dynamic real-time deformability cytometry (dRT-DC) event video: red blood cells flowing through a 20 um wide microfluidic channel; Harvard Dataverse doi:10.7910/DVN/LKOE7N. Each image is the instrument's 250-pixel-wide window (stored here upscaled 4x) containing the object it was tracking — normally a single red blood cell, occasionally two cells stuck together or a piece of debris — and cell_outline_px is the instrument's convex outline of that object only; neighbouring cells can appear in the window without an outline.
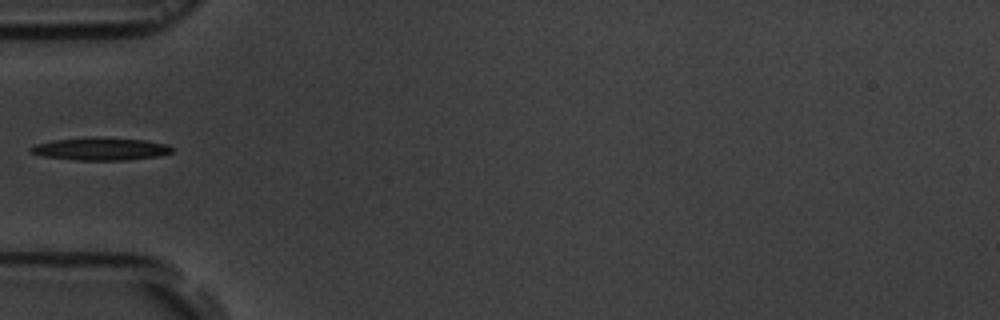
{"species": "common noctule bat (a hibernating species)", "species_latin": "Nyctalus noctula", "temperature_condition": "room temperature", "stored_images_in_passage": 5, "camera_frame_rate_fps": 3000, "um_per_image_px": 0.085, "animal": {"sex": "male", "body_mass_g": 19.5, "forearm_length_mm": 54.6}, "frame": {"image": 1, "passage_image": 5, "time_ms": 4.667, "image_size_px": [1000, 320], "cell_outline_px": [[172, 152], [160, 156], [124, 160], [76, 160], [40, 156], [28, 152], [28, 148], [36, 144], [52, 140], [92, 136], [144, 140], [168, 144], [172, 148]], "centroid_in_image_um": [8.5, 12.65], "position_along_channel_um": 76.5, "area_um2": 18.96}}